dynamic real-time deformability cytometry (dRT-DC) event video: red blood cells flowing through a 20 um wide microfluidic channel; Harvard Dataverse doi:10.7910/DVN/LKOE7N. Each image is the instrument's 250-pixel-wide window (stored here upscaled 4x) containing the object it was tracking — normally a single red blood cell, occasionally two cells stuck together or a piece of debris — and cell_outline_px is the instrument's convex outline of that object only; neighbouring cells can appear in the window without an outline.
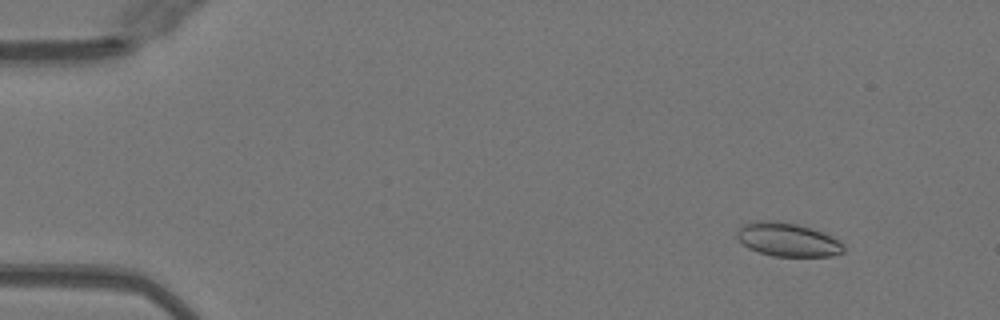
{"species": "Egyptian fruit bat (a non-hibernating species)", "species_latin": "Rousettus aegyptiacus", "temperature_condition": "warm", "stored_images_in_passage": 19, "camera_frame_rate_fps": 3000, "um_per_image_px": 0.085, "animal": {"sex": "female"}, "frame": {"image": 1, "passage_image": 6, "time_ms": 1.667, "image_size_px": [1000, 320], "cell_outline_px": [[844, 252], [832, 256], [772, 256], [748, 248], [736, 236], [736, 228], [752, 220], [776, 220], [796, 224], [812, 228], [832, 236], [844, 244]], "centroid_in_image_um": [66.93, 20.35], "position_along_channel_um": 18.1, "area_um2": 21.1}}
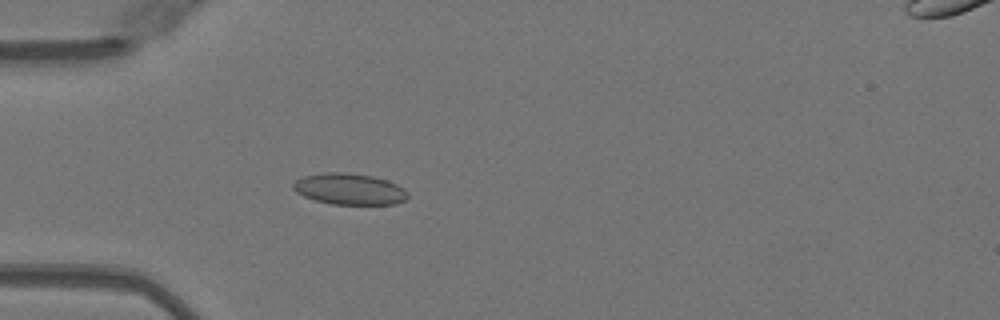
{"frame": {"image": 2, "passage_image": 16, "time_ms": 5.0, "image_size_px": [1000, 320], "cell_outline_px": [[408, 196], [404, 200], [396, 204], [332, 204], [316, 200], [304, 196], [296, 192], [292, 188], [292, 184], [296, 180], [304, 176], [324, 172], [344, 172], [372, 176], [388, 180], [404, 188], [408, 192]], "centroid_in_image_um": [29.7, 16.06], "position_along_channel_um": 55.3, "area_um2": 20.87}}